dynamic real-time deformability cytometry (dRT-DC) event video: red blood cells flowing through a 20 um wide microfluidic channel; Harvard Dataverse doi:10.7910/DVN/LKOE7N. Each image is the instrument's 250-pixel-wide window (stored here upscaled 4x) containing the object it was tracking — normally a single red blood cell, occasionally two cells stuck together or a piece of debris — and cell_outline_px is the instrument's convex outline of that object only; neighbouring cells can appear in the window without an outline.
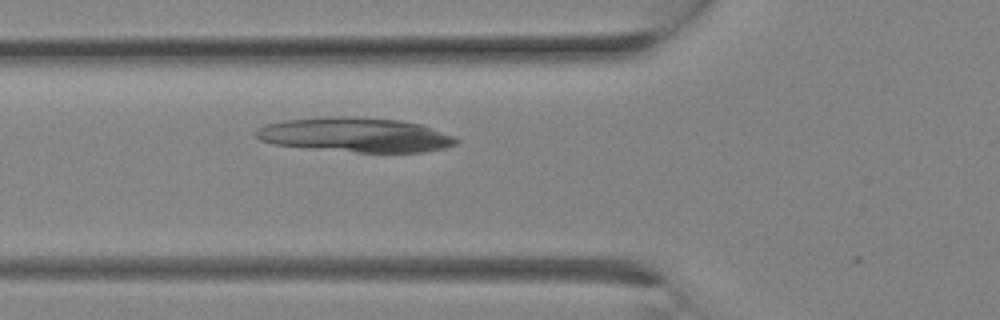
{"species": "Egyptian fruit bat (a non-hibernating species)", "species_latin": "Rousettus aegyptiacus", "temperature_condition": "room temperature", "stored_images_in_passage": 3, "camera_frame_rate_fps": 3000, "um_per_image_px": 0.085, "animal": {"sex": "female"}, "frame": {"image": 1, "passage_image": 3, "time_ms": 0.667, "image_size_px": [1000, 320], "cell_outline_px": [[460, 140], [456, 144], [444, 148], [424, 152], [356, 152], [312, 148], [272, 144], [260, 140], [256, 136], [256, 128], [268, 124], [284, 120], [320, 116], [344, 116], [400, 120], [420, 124], [456, 136]], "centroid_in_image_um": [30.23, 11.46], "position_along_channel_um": 95.6, "area_um2": 40.29}}